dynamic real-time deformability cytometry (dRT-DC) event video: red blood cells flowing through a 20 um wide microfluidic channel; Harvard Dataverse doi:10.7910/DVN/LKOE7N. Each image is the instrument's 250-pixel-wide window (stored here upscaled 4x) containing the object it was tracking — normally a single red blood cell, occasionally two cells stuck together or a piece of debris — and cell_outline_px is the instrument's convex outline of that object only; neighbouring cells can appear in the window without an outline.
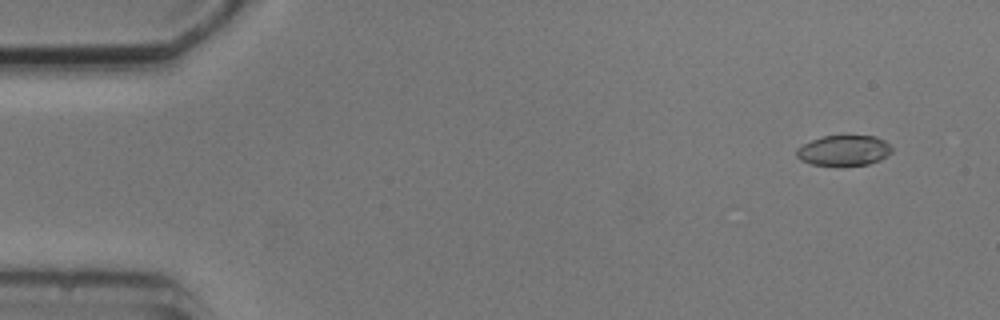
{"species": "common noctule bat (a hibernating species)", "species_latin": "Nyctalus noctula", "temperature_condition": "cold", "stored_images_in_passage": 7, "camera_frame_rate_fps": 3000, "um_per_image_px": 0.085, "animal": {"sex": "male", "body_mass_g": 20.5, "forearm_length_mm": 52.5}, "frame": {"image": 1, "passage_image": 1, "time_ms": 0.0, "image_size_px": [1000, 320], "cell_outline_px": [[892, 152], [888, 156], [880, 160], [868, 164], [812, 164], [800, 160], [796, 156], [796, 148], [812, 140], [824, 136], [876, 136], [884, 140], [892, 148]], "centroid_in_image_um": [71.74, 12.77], "position_along_channel_um": 13.3, "area_um2": 16.59}}
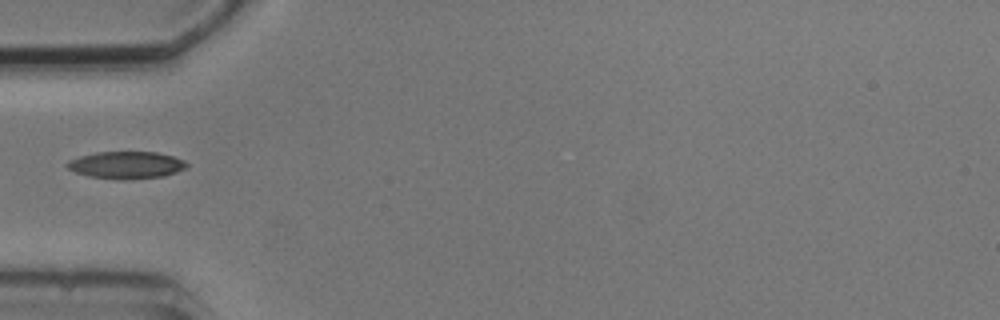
{"frame": {"image": 2, "passage_image": 5, "time_ms": 4.667, "image_size_px": [1000, 320], "cell_outline_px": [[188, 168], [164, 176], [88, 176], [76, 172], [68, 168], [64, 164], [68, 160], [80, 156], [96, 152], [156, 152], [172, 156], [184, 160], [188, 164]], "centroid_in_image_um": [10.74, 13.96], "position_along_channel_um": 74.3, "area_um2": 17.92}}
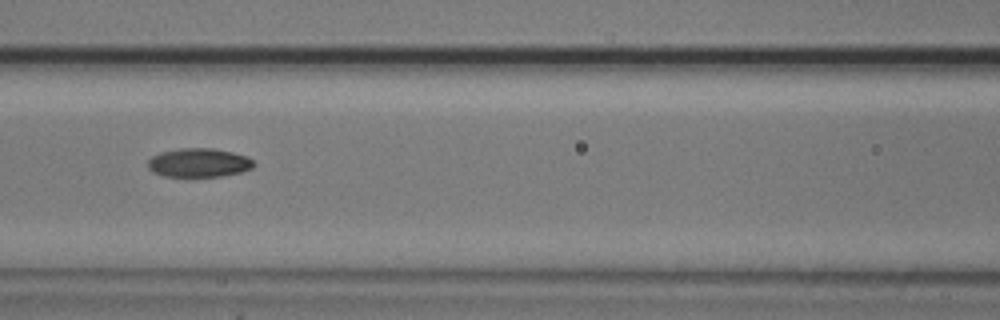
{"frame": {"image": 3, "passage_image": 7, "time_ms": 6.667, "image_size_px": [1000, 320], "cell_outline_px": [[256, 164], [252, 168], [240, 172], [220, 176], [164, 176], [152, 172], [148, 168], [148, 160], [152, 156], [160, 152], [180, 148], [212, 148], [232, 152], [248, 156]], "centroid_in_image_um": [16.89, 13.82], "position_along_channel_um": 149.7, "area_um2": 17.8}}